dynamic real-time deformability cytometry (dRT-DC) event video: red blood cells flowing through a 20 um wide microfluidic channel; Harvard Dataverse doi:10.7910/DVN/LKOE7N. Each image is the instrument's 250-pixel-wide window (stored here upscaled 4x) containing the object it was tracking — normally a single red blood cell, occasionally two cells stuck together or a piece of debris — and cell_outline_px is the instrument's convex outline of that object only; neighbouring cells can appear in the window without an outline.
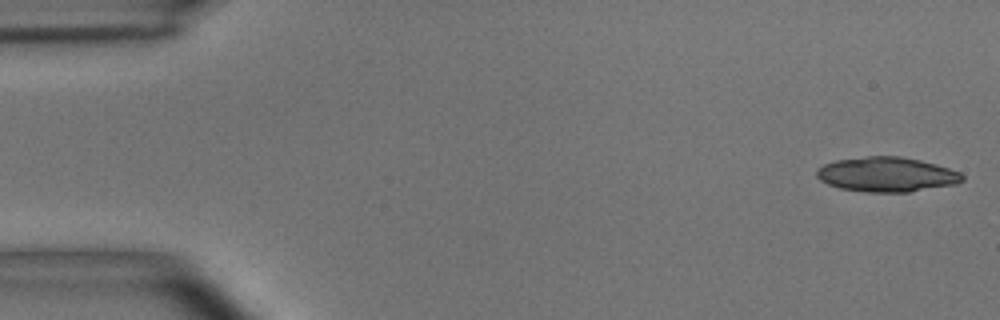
{"species": "common noctule bat (a hibernating species)", "species_latin": "Nyctalus noctula", "temperature_condition": "room temperature", "stored_images_in_passage": 29, "camera_frame_rate_fps": 3000, "um_per_image_px": 0.085, "animal": {"sex": "male", "body_mass_g": 15.6}, "frame": {"image": 1, "passage_image": 1, "time_ms": 0.0, "image_size_px": [1000, 320], "cell_outline_px": [[964, 180], [956, 184], [908, 192], [864, 192], [840, 188], [828, 184], [820, 180], [816, 176], [816, 168], [824, 164], [836, 160], [868, 156], [900, 156], [920, 160], [936, 164], [960, 172], [964, 176]], "centroid_in_image_um": [75.36, 14.83], "position_along_channel_um": 9.6, "area_um2": 29.54}}